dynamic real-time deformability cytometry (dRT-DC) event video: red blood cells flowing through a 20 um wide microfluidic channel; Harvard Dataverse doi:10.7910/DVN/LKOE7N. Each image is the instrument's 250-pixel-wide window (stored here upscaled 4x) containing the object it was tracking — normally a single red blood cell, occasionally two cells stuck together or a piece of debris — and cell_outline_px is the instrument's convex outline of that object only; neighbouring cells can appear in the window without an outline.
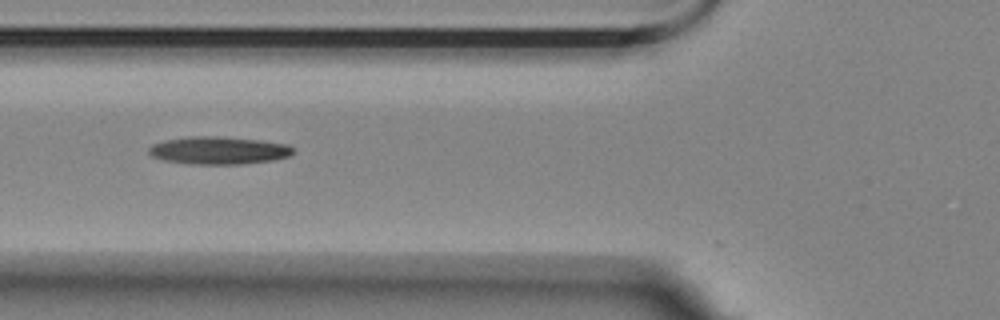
{"species": "Egyptian fruit bat (a non-hibernating species)", "species_latin": "Rousettus aegyptiacus", "temperature_condition": "room temperature", "stored_images_in_passage": 8, "camera_frame_rate_fps": 3000, "um_per_image_px": 0.085, "animal": {"sex": "female"}, "frame": {"image": 1, "passage_image": 4, "time_ms": 1.0, "image_size_px": [1000, 320], "cell_outline_px": [[296, 152], [288, 156], [272, 160], [244, 164], [188, 164], [160, 160], [152, 156], [148, 152], [148, 148], [152, 144], [164, 140], [192, 136], [216, 136], [260, 140], [288, 144], [296, 148]], "centroid_in_image_um": [18.59, 12.79], "position_along_channel_um": 107.2, "area_um2": 23.58}}
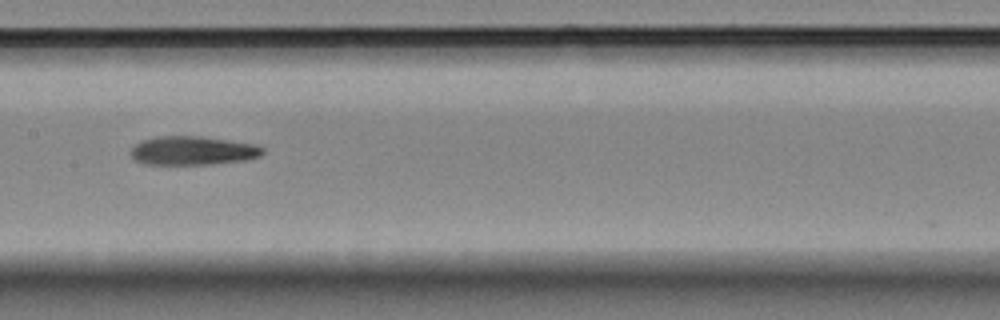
{"frame": {"image": 2, "passage_image": 6, "time_ms": 1.667, "image_size_px": [1000, 320], "cell_outline_px": [[264, 152], [260, 156], [244, 160], [212, 164], [144, 164], [136, 160], [132, 156], [132, 148], [136, 144], [144, 140], [156, 136], [200, 136], [256, 144], [264, 148]], "centroid_in_image_um": [16.42, 12.8], "position_along_channel_um": 191.0, "area_um2": 21.96}}
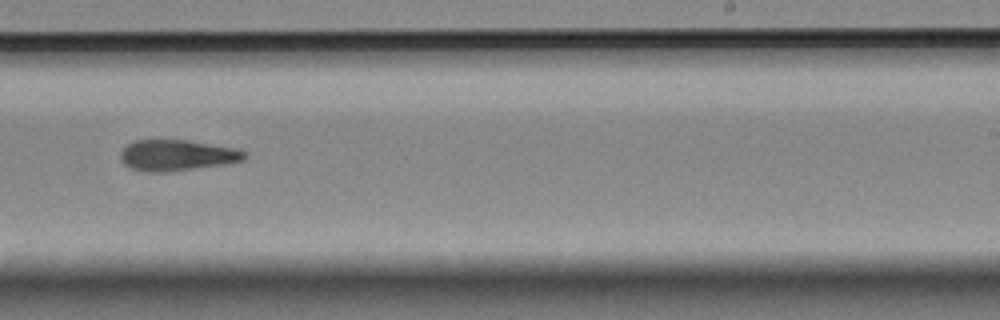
{"frame": {"image": 3, "passage_image": 8, "time_ms": 2.333, "image_size_px": [1000, 320], "cell_outline_px": [[248, 156], [244, 160], [220, 164], [164, 172], [148, 172], [132, 168], [124, 164], [120, 156], [120, 152], [128, 144], [136, 140], [188, 140], [236, 148], [244, 152]], "centroid_in_image_um": [15.02, 13.18], "position_along_channel_um": 274.0, "area_um2": 21.96}}